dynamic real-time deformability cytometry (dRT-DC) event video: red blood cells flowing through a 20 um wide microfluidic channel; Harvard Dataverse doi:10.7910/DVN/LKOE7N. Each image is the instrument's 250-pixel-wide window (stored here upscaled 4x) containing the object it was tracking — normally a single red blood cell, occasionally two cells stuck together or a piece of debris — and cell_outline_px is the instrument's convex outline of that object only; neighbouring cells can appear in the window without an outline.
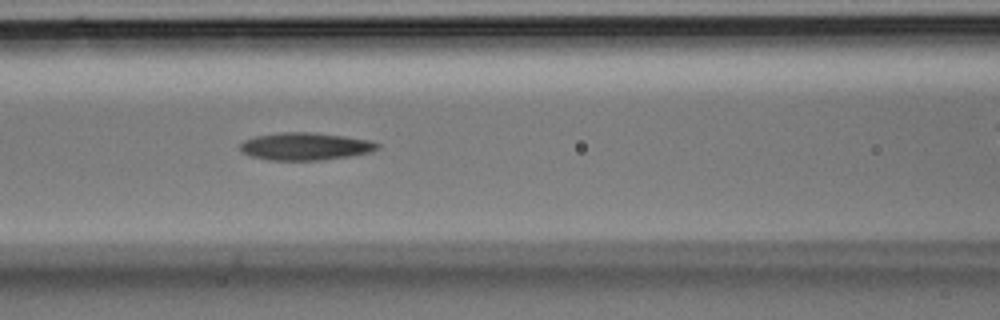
{"species": "Egyptian fruit bat (a non-hibernating species)", "species_latin": "Rousettus aegyptiacus", "temperature_condition": "room temperature", "stored_images_in_passage": 30, "camera_frame_rate_fps": 3000, "um_per_image_px": 0.085, "animal": {"sex": "male"}, "frame": {"image": 1, "passage_image": 8, "time_ms": 2.333, "image_size_px": [1000, 320], "cell_outline_px": [[380, 148], [372, 152], [352, 156], [320, 160], [268, 160], [252, 156], [240, 152], [240, 144], [244, 140], [256, 136], [284, 132], [312, 132], [344, 136], [372, 140], [380, 144]], "centroid_in_image_um": [25.99, 12.44], "position_along_channel_um": 140.6, "area_um2": 22.2}}
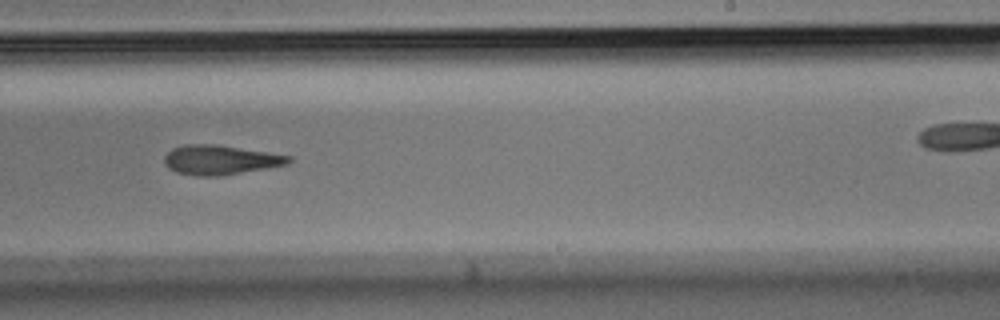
{"frame": {"image": 2, "passage_image": 15, "time_ms": 4.667, "image_size_px": [1000, 320], "cell_outline_px": [[292, 160], [288, 164], [268, 168], [220, 176], [196, 176], [176, 172], [168, 168], [164, 164], [164, 156], [172, 148], [184, 144], [216, 144], [268, 152], [292, 156]], "centroid_in_image_um": [18.71, 13.59], "position_along_channel_um": 270.3, "area_um2": 21.56}}
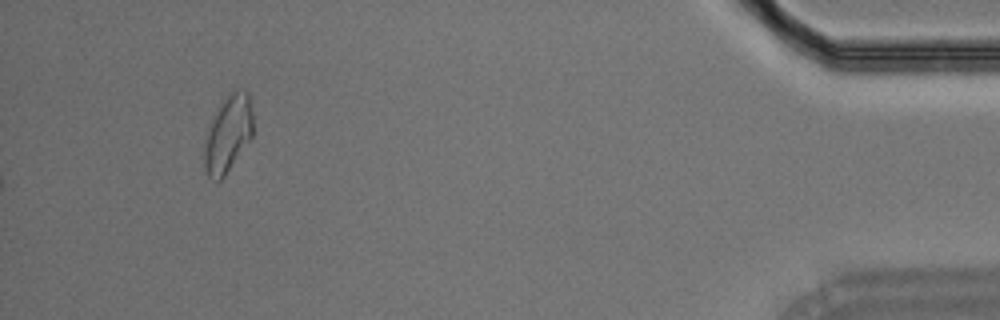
{"frame": {"image": 3, "passage_image": 30, "time_ms": 9.667, "image_size_px": [1000, 320], "cell_outline_px": [[252, 136], [224, 176], [220, 180], [216, 180], [208, 176], [204, 168], [204, 140], [212, 120], [220, 104], [236, 88], [248, 92], [252, 108]], "centroid_in_image_um": [19.37, 11.37], "position_along_channel_um": 415.8, "area_um2": 21.39}}